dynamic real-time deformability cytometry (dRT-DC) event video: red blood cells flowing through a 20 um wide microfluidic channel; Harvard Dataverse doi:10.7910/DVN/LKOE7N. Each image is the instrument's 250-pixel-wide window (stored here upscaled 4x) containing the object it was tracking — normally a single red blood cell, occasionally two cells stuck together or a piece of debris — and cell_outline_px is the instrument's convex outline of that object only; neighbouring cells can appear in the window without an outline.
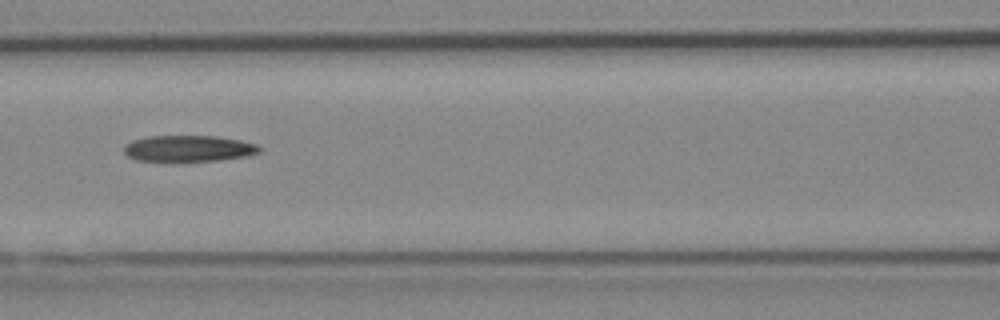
{"species": "Egyptian fruit bat (a non-hibernating species)", "species_latin": "Rousettus aegyptiacus", "temperature_condition": "cold", "stored_images_in_passage": 7, "camera_frame_rate_fps": 3000, "um_per_image_px": 0.085, "animal": {"sex": "female"}, "frame": {"image": 1, "passage_image": 7, "time_ms": 2.0, "image_size_px": [1000, 320], "cell_outline_px": [[264, 148], [260, 152], [248, 156], [220, 160], [136, 160], [128, 156], [124, 152], [124, 144], [132, 140], [148, 136], [216, 136], [240, 140], [256, 144]], "centroid_in_image_um": [16.06, 12.6], "position_along_channel_um": 150.5, "area_um2": 20.58}}